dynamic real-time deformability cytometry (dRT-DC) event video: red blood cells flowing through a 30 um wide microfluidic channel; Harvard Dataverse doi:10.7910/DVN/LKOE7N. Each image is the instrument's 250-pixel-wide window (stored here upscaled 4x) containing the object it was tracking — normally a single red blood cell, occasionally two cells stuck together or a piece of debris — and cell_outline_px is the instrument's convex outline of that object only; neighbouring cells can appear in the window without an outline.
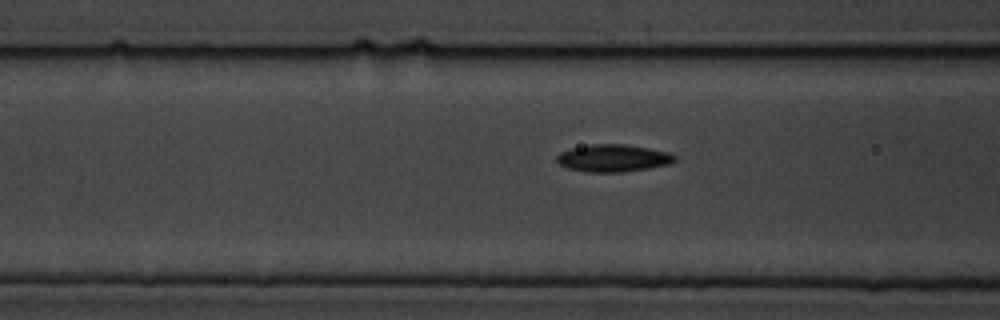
{"species": "common noctule bat (a hibernating species)", "species_latin": "Nyctalus noctula", "temperature_condition": "cold", "stored_images_in_passage": 17, "camera_frame_rate_fps": 3000, "um_per_image_px": 0.085, "animal": {"sex": "male", "body_mass_g": 19.5, "forearm_length_mm": 54.6}, "frame": {"image": 1, "passage_image": 15, "time_ms": 4.667, "image_size_px": [1000, 320], "cell_outline_px": [[676, 160], [668, 164], [648, 168], [624, 172], [588, 172], [568, 168], [560, 164], [556, 160], [556, 156], [560, 152], [572, 148], [592, 144], [624, 144], [648, 148], [668, 152], [676, 156]], "centroid_in_image_um": [52.11, 13.44], "position_along_channel_um": 114.5, "area_um2": 18.67}}